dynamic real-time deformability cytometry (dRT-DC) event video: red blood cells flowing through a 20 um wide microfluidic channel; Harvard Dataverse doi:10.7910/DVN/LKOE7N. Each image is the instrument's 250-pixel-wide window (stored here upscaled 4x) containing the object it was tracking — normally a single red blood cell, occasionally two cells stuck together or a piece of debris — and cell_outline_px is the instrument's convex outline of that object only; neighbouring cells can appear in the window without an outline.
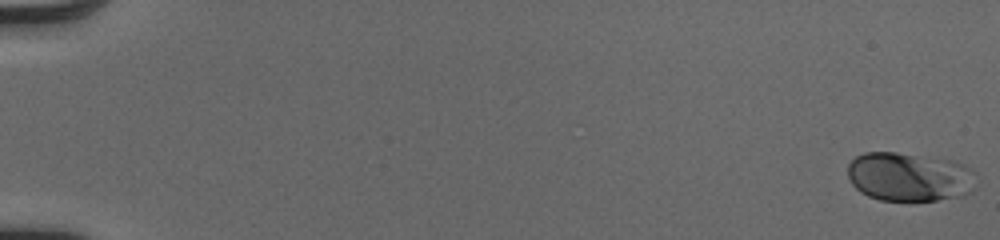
{"species": "human", "species_latin": "Homo sapiens", "temperature_condition": "cold", "stored_images_in_passage": 52, "camera_frame_rate_fps": 3000, "um_per_image_px": 0.085, "donor": {"sex": "male"}, "frame": {"image": 1, "passage_image": 1, "time_ms": 0.0, "image_size_px": [1000, 240], "cell_outline_px": [[976, 188], [972, 192], [964, 196], [936, 200], [880, 200], [868, 196], [860, 192], [852, 184], [848, 176], [848, 164], [856, 156], [864, 152], [896, 152], [952, 160], [964, 164], [976, 172]], "centroid_in_image_um": [77.34, 15.03], "position_along_channel_um": 7.7, "area_um2": 37.11}}
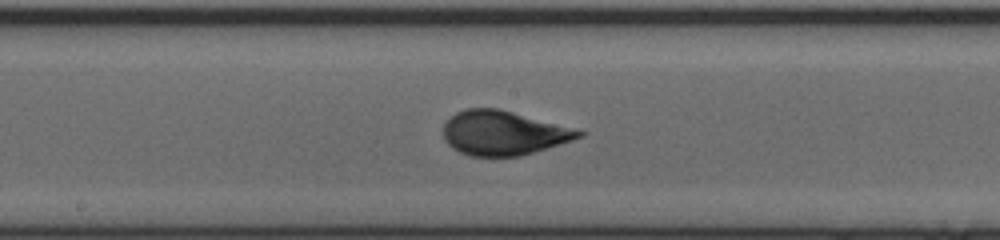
{"frame": {"image": 2, "passage_image": 30, "time_ms": 9.667, "image_size_px": [1000, 240], "cell_outline_px": [[584, 136], [572, 140], [520, 156], [468, 156], [452, 148], [444, 140], [444, 124], [456, 112], [464, 108], [496, 108], [512, 112], [584, 132]], "centroid_in_image_um": [42.71, 11.31], "position_along_channel_um": 205.5, "area_um2": 34.33}}
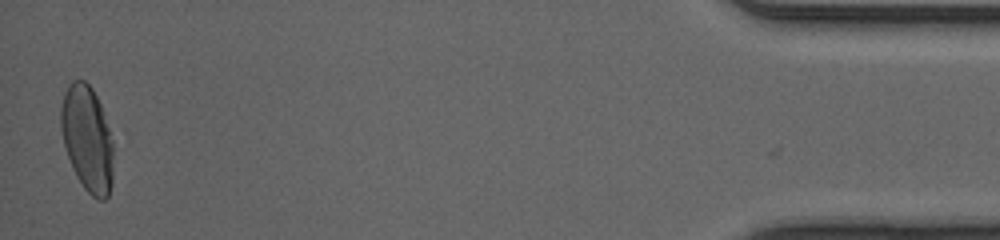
{"frame": {"image": 3, "passage_image": 52, "time_ms": 17.0, "image_size_px": [1000, 240], "cell_outline_px": [[112, 184], [108, 196], [104, 200], [100, 200], [92, 196], [84, 188], [76, 176], [68, 156], [64, 144], [60, 128], [60, 108], [64, 92], [68, 84], [72, 80], [84, 80], [92, 88], [100, 104], [112, 140]], "centroid_in_image_um": [7.39, 11.78], "position_along_channel_um": 427.8, "area_um2": 32.19}, "authors_computed_cell_mechanics": {"area_um2": 34.1887, "velocity_mm_per_s": 4.1034, "shape_relaxation_time_tau1_ms": 3.4828, "shape_relaxation_time_tau2_ms": null, "deformation_change_tau1": 0.1733, "deformation_change_tau2": null}}